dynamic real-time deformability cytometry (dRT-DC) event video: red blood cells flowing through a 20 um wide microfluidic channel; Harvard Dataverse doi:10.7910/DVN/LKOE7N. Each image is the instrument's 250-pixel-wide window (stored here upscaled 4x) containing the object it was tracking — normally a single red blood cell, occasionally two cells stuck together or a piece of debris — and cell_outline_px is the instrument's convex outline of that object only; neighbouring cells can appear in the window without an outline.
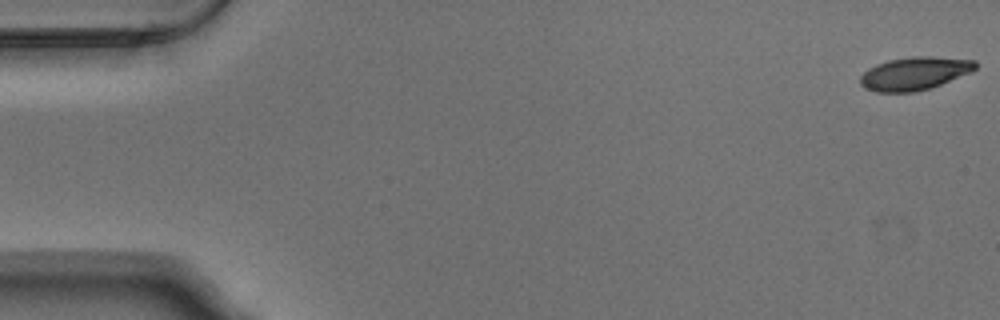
{"species": "Egyptian fruit bat (a non-hibernating species)", "species_latin": "Rousettus aegyptiacus", "temperature_condition": "warm", "stored_images_in_passage": 54, "camera_frame_rate_fps": 3000, "um_per_image_px": 0.085, "animal": {"sex": "male"}, "frame": {"image": 1, "passage_image": 1, "time_ms": 0.0, "image_size_px": [1000, 320], "cell_outline_px": [[976, 68], [972, 72], [940, 84], [928, 88], [912, 92], [876, 92], [864, 88], [860, 84], [860, 76], [868, 68], [876, 64], [888, 60], [912, 56], [932, 56], [976, 60]], "centroid_in_image_um": [77.72, 6.23], "position_along_channel_um": 7.3, "area_um2": 22.2}}
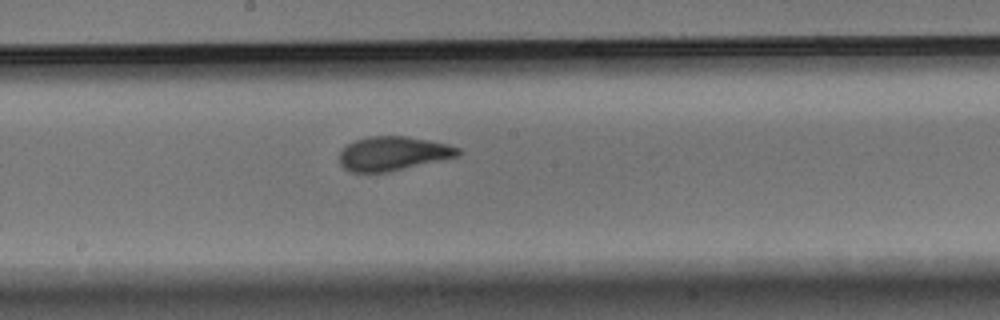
{"frame": {"image": 2, "passage_image": 29, "time_ms": 9.333, "image_size_px": [1000, 320], "cell_outline_px": [[460, 152], [456, 156], [388, 172], [348, 172], [340, 164], [340, 152], [348, 144], [356, 140], [368, 136], [408, 136], [448, 144], [460, 148]], "centroid_in_image_um": [33.37, 13.04], "position_along_channel_um": 214.8, "area_um2": 23.29}}
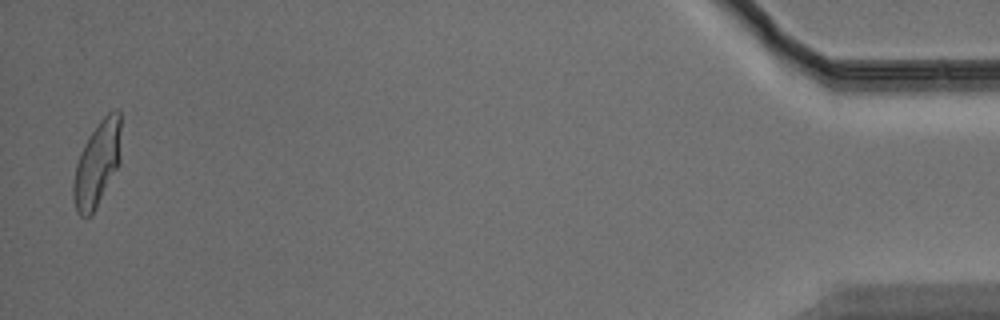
{"frame": {"image": 3, "passage_image": 53, "time_ms": 17.333, "image_size_px": [1000, 320], "cell_outline_px": [[120, 164], [92, 216], [80, 216], [76, 212], [72, 196], [72, 184], [76, 164], [80, 152], [88, 136], [100, 120], [108, 112], [116, 108], [120, 112]], "centroid_in_image_um": [8.25, 13.95], "position_along_channel_um": 427.0, "area_um2": 23.99}, "authors_computed_cell_mechanics": {"area_um2": 23.3512, "velocity_mm_per_s": 3.7686, "shape_relaxation_time_tau1_ms": 3.751, "shape_relaxation_time_tau2_ms": 1.0984, "deformation_change_tau1": 0.1865, "deformation_change_tau2": 0.059}}